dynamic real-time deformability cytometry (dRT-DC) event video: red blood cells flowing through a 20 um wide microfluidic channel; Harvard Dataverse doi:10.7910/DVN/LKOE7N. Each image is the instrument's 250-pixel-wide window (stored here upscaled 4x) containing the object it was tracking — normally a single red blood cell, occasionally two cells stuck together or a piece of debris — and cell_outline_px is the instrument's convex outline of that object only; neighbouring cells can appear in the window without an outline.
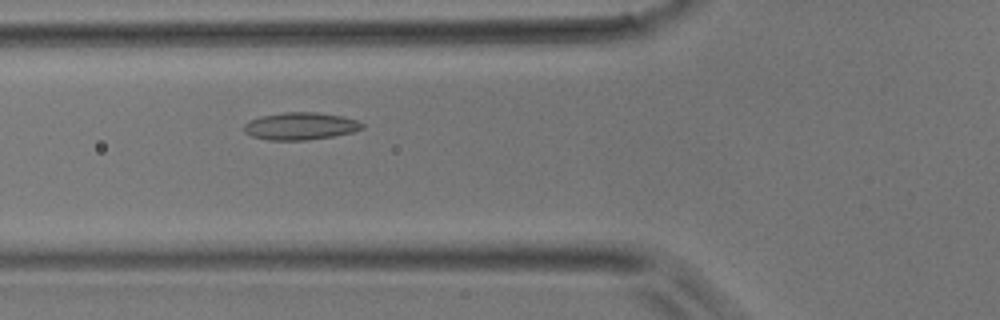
{"species": "common noctule bat (a hibernating species)", "species_latin": "Nyctalus noctula", "temperature_condition": "room temperature", "stored_images_in_passage": 31, "camera_frame_rate_fps": 3000, "um_per_image_px": 0.085, "animal": {"sex": "male", "body_mass_g": 17.9}, "frame": {"image": 1, "passage_image": 4, "time_ms": 1.0, "image_size_px": [1000, 320], "cell_outline_px": [[364, 128], [352, 132], [332, 136], [308, 140], [268, 140], [252, 136], [244, 132], [244, 124], [248, 120], [260, 116], [284, 112], [316, 112], [344, 116], [360, 120], [364, 124]], "centroid_in_image_um": [25.55, 10.71], "position_along_channel_um": 100.3, "area_um2": 19.07}}
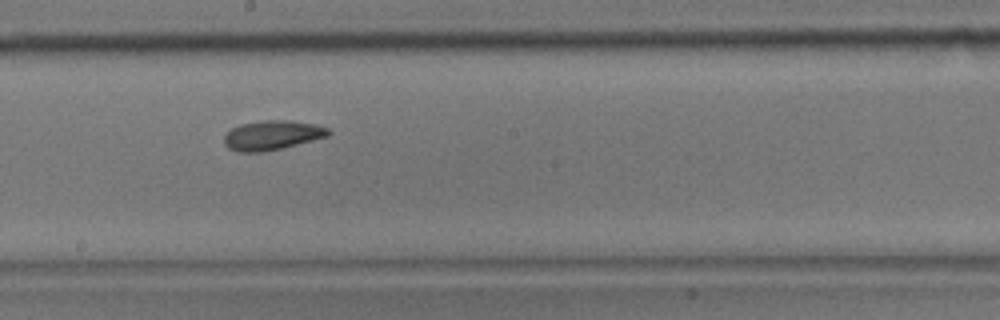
{"frame": {"image": 2, "passage_image": 13, "time_ms": 4.0, "image_size_px": [1000, 320], "cell_outline_px": [[332, 132], [328, 136], [264, 152], [236, 152], [228, 148], [224, 144], [224, 136], [232, 128], [240, 124], [264, 120], [288, 120], [316, 124], [328, 128]], "centroid_in_image_um": [23.11, 11.49], "position_along_channel_um": 225.1, "area_um2": 17.86}}
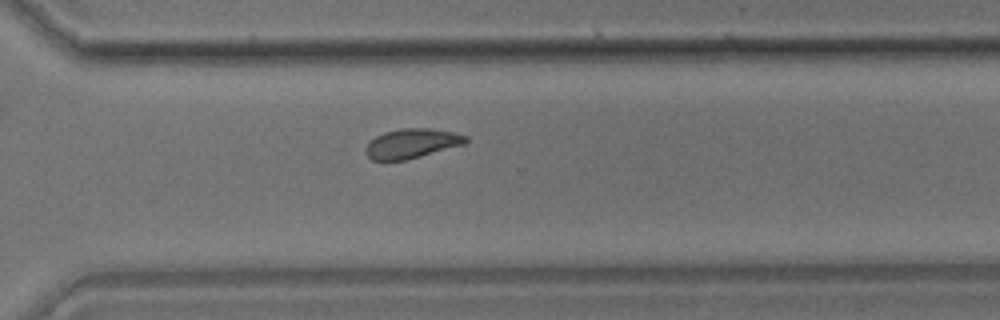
{"frame": {"image": 3, "passage_image": 21, "time_ms": 6.667, "image_size_px": [1000, 320], "cell_outline_px": [[468, 140], [464, 144], [420, 156], [404, 160], [372, 160], [368, 156], [368, 144], [376, 136], [384, 132], [400, 128], [428, 128], [452, 132], [468, 136]], "centroid_in_image_um": [35.03, 12.18], "position_along_channel_um": 335.6, "area_um2": 16.82}}